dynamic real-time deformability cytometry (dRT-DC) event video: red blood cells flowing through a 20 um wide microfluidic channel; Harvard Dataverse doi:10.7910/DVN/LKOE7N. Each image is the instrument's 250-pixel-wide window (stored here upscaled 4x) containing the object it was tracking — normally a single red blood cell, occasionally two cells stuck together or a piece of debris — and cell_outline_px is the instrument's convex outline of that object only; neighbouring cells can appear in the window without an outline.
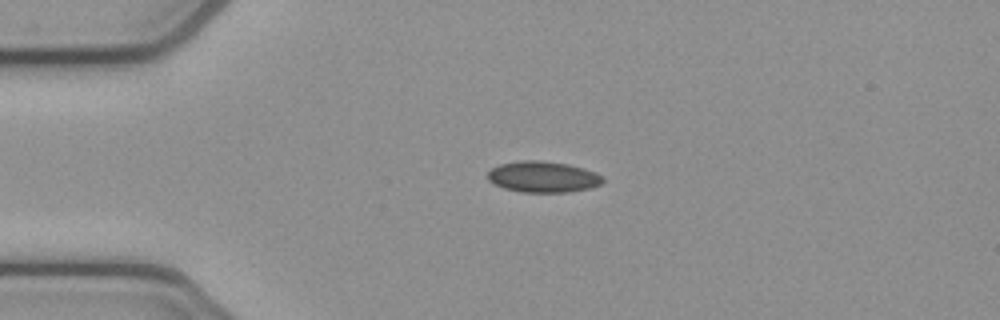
{"species": "common noctule bat (a hibernating species)", "species_latin": "Nyctalus noctula", "temperature_condition": "cold", "stored_images_in_passage": 4, "camera_frame_rate_fps": 3000, "um_per_image_px": 0.085, "animal": {"sex": "female", "body_mass_g": 21.9}, "frame": {"image": 1, "passage_image": 2, "time_ms": 0.333, "image_size_px": [1000, 320], "cell_outline_px": [[604, 180], [600, 184], [588, 188], [568, 192], [520, 192], [504, 188], [488, 180], [488, 172], [492, 168], [500, 164], [520, 160], [540, 160], [568, 164], [584, 168], [596, 172], [604, 176]], "centroid_in_image_um": [46.17, 15.02], "position_along_channel_um": 38.8, "area_um2": 20.87}}
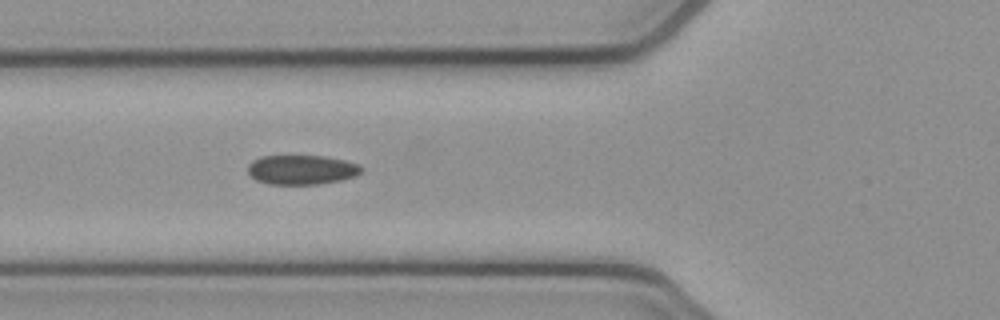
{"frame": {"image": 2, "passage_image": 4, "time_ms": 1.0, "image_size_px": [1000, 320], "cell_outline_px": [[364, 168], [356, 176], [340, 180], [316, 184], [268, 184], [256, 180], [248, 172], [248, 164], [252, 160], [260, 156], [324, 156], [344, 160], [360, 164]], "centroid_in_image_um": [25.64, 14.42], "position_along_channel_um": 100.2, "area_um2": 19.54}}